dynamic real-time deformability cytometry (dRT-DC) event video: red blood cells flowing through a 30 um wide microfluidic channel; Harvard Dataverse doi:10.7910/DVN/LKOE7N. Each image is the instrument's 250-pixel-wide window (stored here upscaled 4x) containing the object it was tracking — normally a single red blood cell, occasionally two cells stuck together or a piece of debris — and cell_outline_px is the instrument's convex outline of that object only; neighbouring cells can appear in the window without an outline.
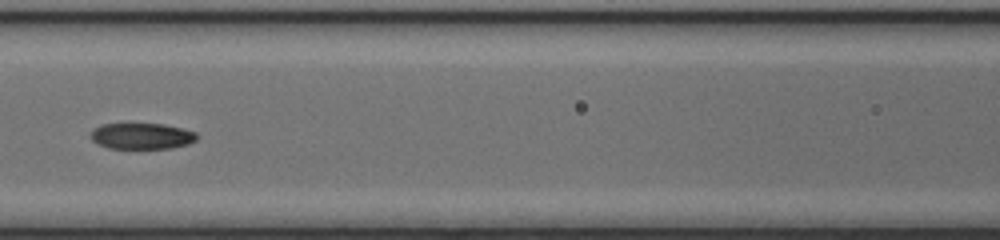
{"species": "common noctule bat (a hibernating species)", "species_latin": "Nyctalus noctula", "temperature_condition": "cold", "stored_images_in_passage": 51, "segment_of_instrument_passage": [2, 2], "camera_frame_rate_fps": 3000, "um_per_image_px": 0.085, "animal": {"sex": "female", "body_mass_g": 17.0, "forearm_length_mm": 48.0}, "frame": {"image": 1, "passage_image": 23, "time_ms": 7.333, "image_size_px": [1000, 240], "cell_outline_px": [[200, 136], [196, 140], [188, 144], [172, 148], [108, 148], [92, 140], [88, 136], [100, 124], [164, 124], [196, 132]], "centroid_in_image_um": [12.08, 11.56], "position_along_channel_um": 154.5, "area_um2": 16.07}}
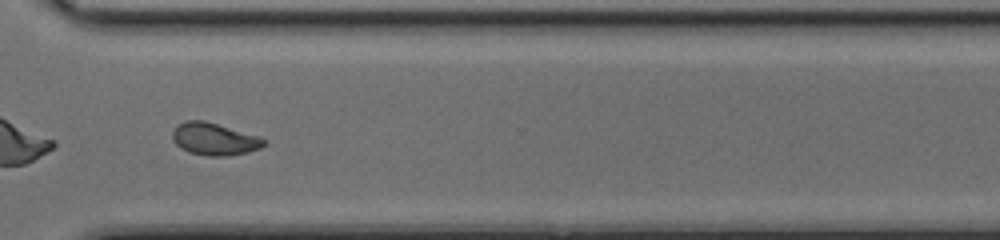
{"frame": {"image": 2, "passage_image": 37, "time_ms": 12.0, "image_size_px": [1000, 240], "cell_outline_px": [[268, 144], [260, 148], [248, 152], [228, 156], [208, 156], [188, 152], [180, 148], [176, 144], [172, 136], [172, 132], [176, 124], [188, 120], [204, 120], [260, 136], [268, 140]], "centroid_in_image_um": [18.25, 11.82], "position_along_channel_um": 352.4, "area_um2": 17.51}}